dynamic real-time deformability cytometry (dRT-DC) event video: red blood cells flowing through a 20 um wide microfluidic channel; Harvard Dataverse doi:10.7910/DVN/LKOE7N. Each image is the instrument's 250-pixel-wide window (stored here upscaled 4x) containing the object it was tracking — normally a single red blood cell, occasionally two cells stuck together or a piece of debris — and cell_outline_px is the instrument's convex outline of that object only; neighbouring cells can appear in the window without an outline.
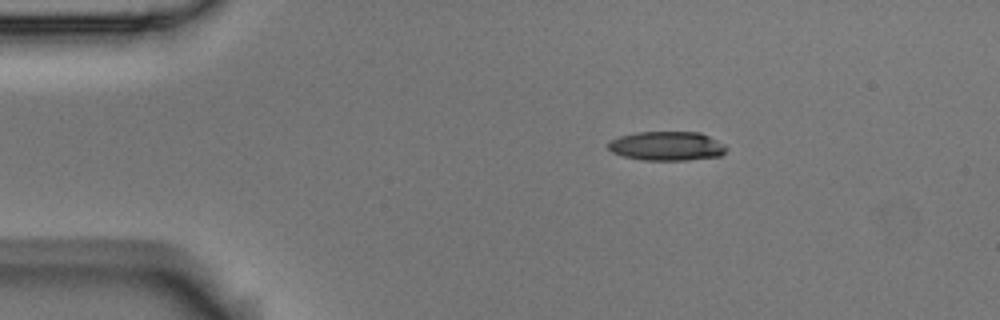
{"species": "Egyptian fruit bat (a non-hibernating species)", "species_latin": "Rousettus aegyptiacus", "temperature_condition": "room temperature", "stored_images_in_passage": 9, "camera_frame_rate_fps": 3000, "um_per_image_px": 0.085, "animal": {"sex": "male"}, "frame": {"image": 1, "passage_image": 1, "time_ms": 0.0, "image_size_px": [1000, 320], "cell_outline_px": [[728, 148], [720, 156], [688, 160], [640, 160], [620, 156], [612, 152], [608, 148], [608, 144], [612, 140], [620, 136], [636, 132], [700, 132], [724, 144]], "centroid_in_image_um": [56.67, 12.42], "position_along_channel_um": 28.3, "area_um2": 20.11}}
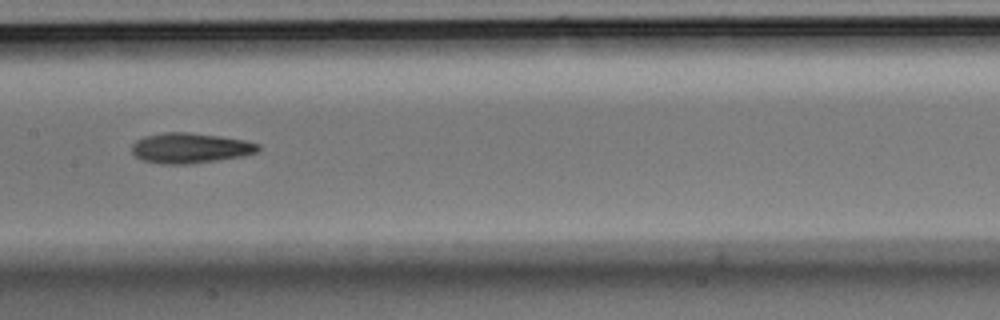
{"frame": {"image": 2, "passage_image": 6, "time_ms": 1.667, "image_size_px": [1000, 320], "cell_outline_px": [[260, 148], [256, 152], [244, 156], [192, 164], [160, 164], [144, 160], [136, 156], [132, 152], [132, 144], [136, 140], [144, 136], [164, 132], [188, 132], [244, 140], [260, 144]], "centroid_in_image_um": [16.15, 12.59], "position_along_channel_um": 191.2, "area_um2": 22.25}}
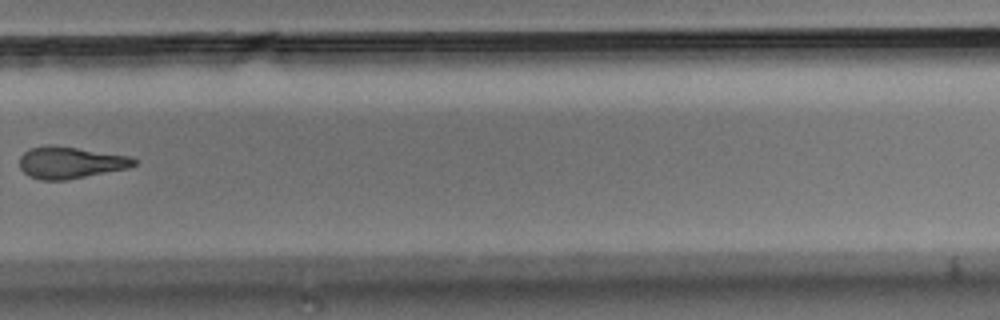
{"frame": {"image": 3, "passage_image": 9, "time_ms": 2.667, "image_size_px": [1000, 320], "cell_outline_px": [[136, 164], [128, 168], [64, 180], [40, 180], [28, 176], [20, 168], [20, 156], [24, 152], [32, 148], [48, 144], [52, 144], [132, 156], [136, 160]], "centroid_in_image_um": [5.97, 13.81], "position_along_channel_um": 323.8, "area_um2": 21.21}}